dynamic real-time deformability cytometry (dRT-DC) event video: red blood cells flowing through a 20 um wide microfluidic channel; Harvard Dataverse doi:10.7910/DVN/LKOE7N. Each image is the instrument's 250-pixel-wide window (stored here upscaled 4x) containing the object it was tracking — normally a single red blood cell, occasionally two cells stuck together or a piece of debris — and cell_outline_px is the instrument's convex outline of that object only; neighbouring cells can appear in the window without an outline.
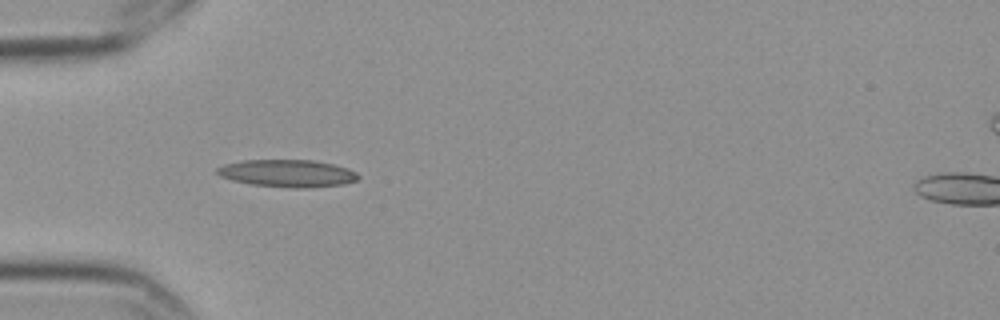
{"species": "Egyptian fruit bat (a non-hibernating species)", "species_latin": "Rousettus aegyptiacus", "temperature_condition": "cold", "stored_images_in_passage": 3, "camera_frame_rate_fps": 3000, "um_per_image_px": 0.085, "frame": {"image": 1, "passage_image": 3, "time_ms": 0.667, "image_size_px": [1000, 320], "cell_outline_px": [[360, 176], [356, 180], [344, 184], [308, 188], [296, 188], [252, 184], [232, 180], [220, 176], [216, 172], [216, 168], [224, 164], [244, 160], [312, 160], [332, 164], [348, 168], [356, 172]], "centroid_in_image_um": [24.44, 14.73], "position_along_channel_um": 60.6, "area_um2": 22.43}}